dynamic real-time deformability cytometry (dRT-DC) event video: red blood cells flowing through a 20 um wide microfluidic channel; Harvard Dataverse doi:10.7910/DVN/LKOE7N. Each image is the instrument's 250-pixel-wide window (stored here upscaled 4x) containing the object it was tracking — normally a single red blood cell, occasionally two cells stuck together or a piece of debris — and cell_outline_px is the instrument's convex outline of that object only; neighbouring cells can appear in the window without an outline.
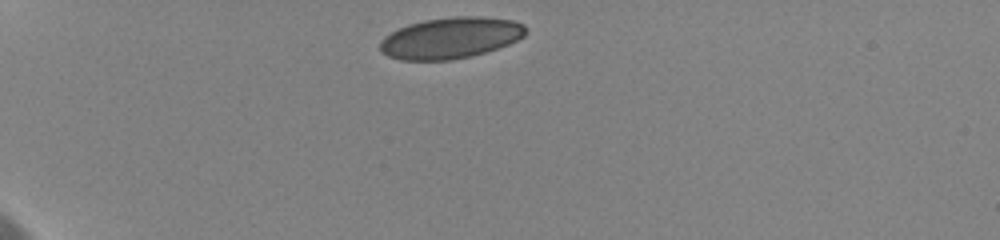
{"species": "human", "species_latin": "Homo sapiens", "temperature_condition": "cold", "stored_images_in_passage": 6, "camera_frame_rate_fps": 3000, "um_per_image_px": 0.085, "donor": {"sex": "female"}, "frame": {"image": 1, "passage_image": 1, "time_ms": 0.0, "image_size_px": [1000, 240], "cell_outline_px": [[528, 32], [524, 36], [508, 44], [472, 56], [452, 60], [400, 60], [388, 56], [380, 52], [380, 40], [384, 36], [408, 24], [424, 20], [456, 16], [480, 16], [512, 20], [524, 24]], "centroid_in_image_um": [38.29, 3.22], "position_along_channel_um": 46.7, "area_um2": 35.03}}